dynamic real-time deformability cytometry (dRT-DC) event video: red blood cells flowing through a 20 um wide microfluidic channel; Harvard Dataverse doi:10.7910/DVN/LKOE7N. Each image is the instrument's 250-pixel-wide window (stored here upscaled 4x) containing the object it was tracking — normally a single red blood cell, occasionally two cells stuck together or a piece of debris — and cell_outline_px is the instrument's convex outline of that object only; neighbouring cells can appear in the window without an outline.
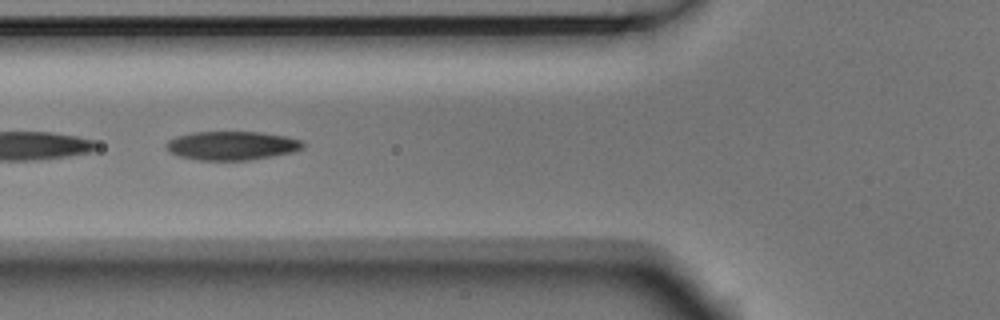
{"species": "Egyptian fruit bat (a non-hibernating species)", "species_latin": "Rousettus aegyptiacus", "temperature_condition": "room temperature", "stored_images_in_passage": 5, "camera_frame_rate_fps": 3000, "um_per_image_px": 0.085, "animal": {"sex": "male"}, "frame": {"image": 1, "passage_image": 4, "time_ms": 1.0, "image_size_px": [1000, 320], "cell_outline_px": [[304, 148], [292, 152], [248, 160], [196, 160], [180, 156], [168, 152], [164, 148], [164, 144], [168, 140], [176, 136], [192, 132], [260, 132], [284, 136], [300, 140], [304, 144]], "centroid_in_image_um": [19.63, 12.37], "position_along_channel_um": 106.2, "area_um2": 22.95}}